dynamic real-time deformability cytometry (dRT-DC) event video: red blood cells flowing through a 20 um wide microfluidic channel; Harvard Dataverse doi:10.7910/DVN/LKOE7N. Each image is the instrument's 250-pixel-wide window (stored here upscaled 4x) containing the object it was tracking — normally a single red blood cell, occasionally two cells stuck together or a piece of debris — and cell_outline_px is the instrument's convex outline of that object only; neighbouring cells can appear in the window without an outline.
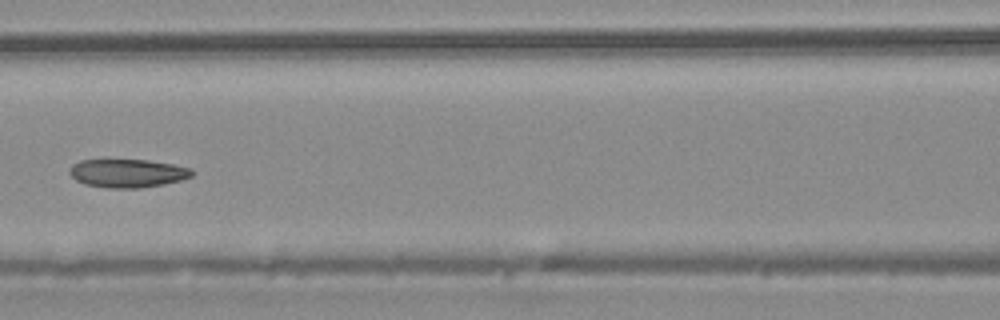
{"species": "common noctule bat (a hibernating species)", "species_latin": "Nyctalus noctula", "temperature_condition": "warm", "stored_images_in_passage": 45, "camera_frame_rate_fps": 3000, "um_per_image_px": 0.085, "animal": {"sex": "male", "body_mass_g": 20.4}, "frame": {"image": 1, "passage_image": 20, "time_ms": 6.333, "image_size_px": [1000, 320], "cell_outline_px": [[196, 172], [192, 176], [180, 180], [164, 184], [140, 188], [108, 188], [84, 184], [76, 180], [68, 172], [72, 164], [80, 160], [148, 160], [172, 164], [192, 168]], "centroid_in_image_um": [10.86, 14.72], "position_along_channel_um": 155.7, "area_um2": 20.35}}